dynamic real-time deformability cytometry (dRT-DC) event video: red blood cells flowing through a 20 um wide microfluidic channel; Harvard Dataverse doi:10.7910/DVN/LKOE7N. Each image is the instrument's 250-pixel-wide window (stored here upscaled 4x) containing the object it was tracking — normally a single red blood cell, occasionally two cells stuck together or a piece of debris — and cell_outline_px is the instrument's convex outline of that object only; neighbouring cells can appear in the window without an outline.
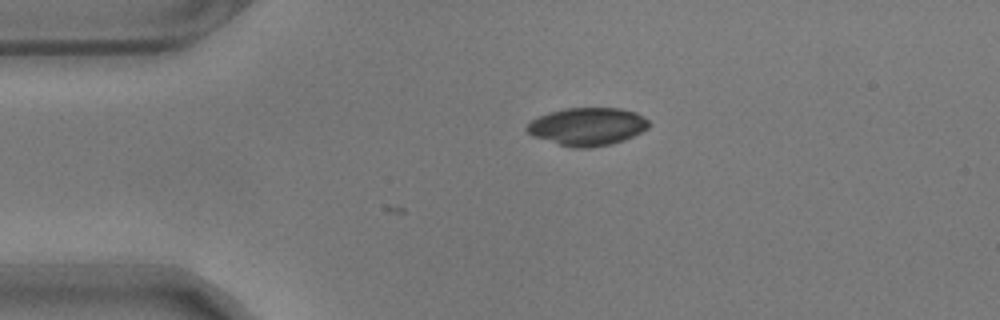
{"species": "common noctule bat (a hibernating species)", "species_latin": "Nyctalus noctula", "temperature_condition": "warm", "stored_images_in_passage": 3, "camera_frame_rate_fps": 3000, "um_per_image_px": 0.085, "animal": {"sex": "male", "body_mass_g": 17.9}, "frame": {"image": 1, "passage_image": 3, "time_ms": 0.667, "image_size_px": [1000, 320], "cell_outline_px": [[652, 124], [648, 128], [624, 140], [608, 144], [588, 148], [572, 148], [532, 136], [524, 128], [532, 120], [548, 112], [564, 108], [620, 108], [636, 112], [648, 120]], "centroid_in_image_um": [49.92, 10.75], "position_along_channel_um": 35.1, "area_um2": 26.88}}